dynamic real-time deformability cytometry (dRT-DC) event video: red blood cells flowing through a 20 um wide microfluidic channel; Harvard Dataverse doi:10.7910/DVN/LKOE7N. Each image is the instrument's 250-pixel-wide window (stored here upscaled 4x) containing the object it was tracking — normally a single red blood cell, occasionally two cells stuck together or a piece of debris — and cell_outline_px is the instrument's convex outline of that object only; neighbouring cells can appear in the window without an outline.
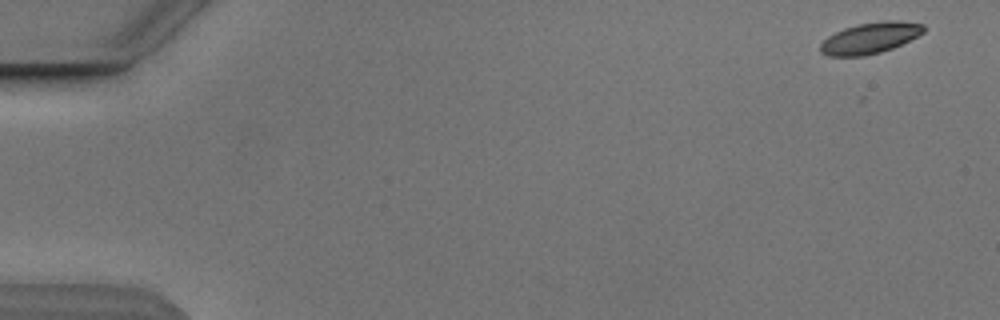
{"species": "Egyptian fruit bat (a non-hibernating species)", "species_latin": "Rousettus aegyptiacus", "temperature_condition": "cold", "stored_images_in_passage": 5, "camera_frame_rate_fps": 3000, "um_per_image_px": 0.085, "animal": {"sex": "male"}, "frame": {"image": 1, "passage_image": 1, "time_ms": 0.0, "image_size_px": [1000, 320], "cell_outline_px": [[924, 32], [892, 48], [880, 52], [864, 56], [828, 56], [820, 52], [820, 44], [828, 36], [844, 28], [856, 24], [884, 20], [900, 20], [924, 24]], "centroid_in_image_um": [73.94, 3.22], "position_along_channel_um": 11.1, "area_um2": 18.67}}
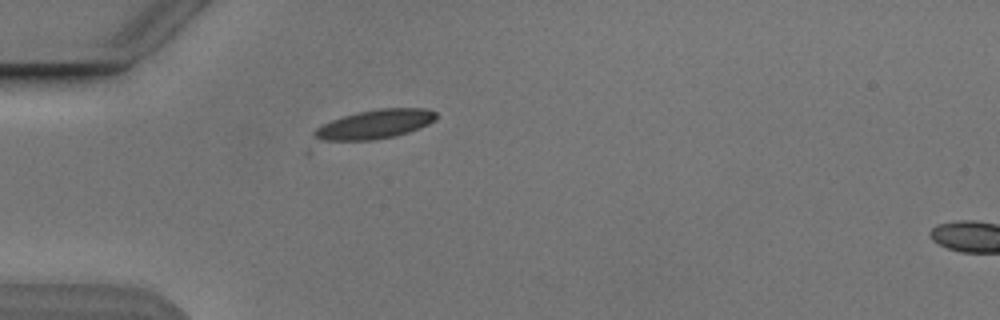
{"frame": {"image": 2, "passage_image": 5, "time_ms": 4.667, "image_size_px": [1000, 320], "cell_outline_px": [[436, 120], [428, 124], [408, 132], [396, 136], [372, 140], [312, 140], [312, 132], [316, 128], [332, 120], [344, 116], [360, 112], [380, 108], [424, 108], [436, 112]], "centroid_in_image_um": [31.84, 10.57], "position_along_channel_um": 53.2, "area_um2": 20.52}}